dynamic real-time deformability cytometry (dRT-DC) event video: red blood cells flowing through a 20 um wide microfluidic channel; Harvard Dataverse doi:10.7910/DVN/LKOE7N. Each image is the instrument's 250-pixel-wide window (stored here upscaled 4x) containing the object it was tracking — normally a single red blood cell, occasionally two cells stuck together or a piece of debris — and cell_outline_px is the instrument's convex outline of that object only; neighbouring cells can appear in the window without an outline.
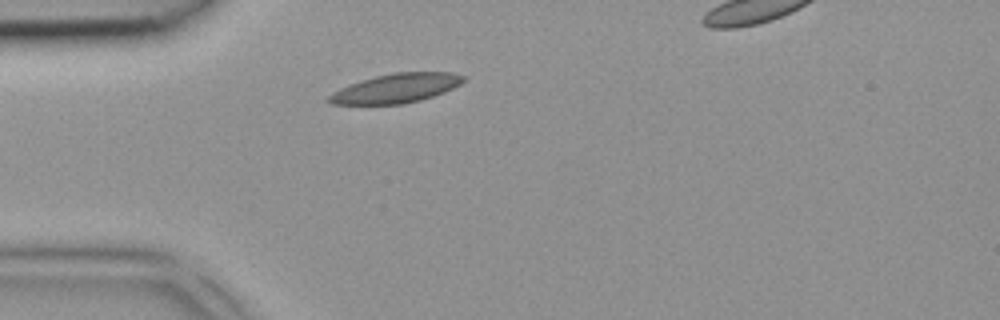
{"species": "common noctule bat (a hibernating species)", "species_latin": "Nyctalus noctula", "temperature_condition": "room temperature", "stored_images_in_passage": 2, "segment_of_instrument_passage": [1, 2], "camera_frame_rate_fps": 3000, "um_per_image_px": 0.085, "animal": {"sex": "female", "body_mass_g": 18.4}, "frame": {"image": 1, "passage_image": 1, "time_ms": 0.0, "image_size_px": [1000, 320], "cell_outline_px": [[464, 80], [460, 84], [444, 92], [420, 100], [404, 104], [332, 104], [324, 100], [332, 92], [348, 84], [376, 76], [392, 72], [456, 72], [464, 76]], "centroid_in_image_um": [33.64, 7.5], "position_along_channel_um": 51.4, "area_um2": 22.95}}